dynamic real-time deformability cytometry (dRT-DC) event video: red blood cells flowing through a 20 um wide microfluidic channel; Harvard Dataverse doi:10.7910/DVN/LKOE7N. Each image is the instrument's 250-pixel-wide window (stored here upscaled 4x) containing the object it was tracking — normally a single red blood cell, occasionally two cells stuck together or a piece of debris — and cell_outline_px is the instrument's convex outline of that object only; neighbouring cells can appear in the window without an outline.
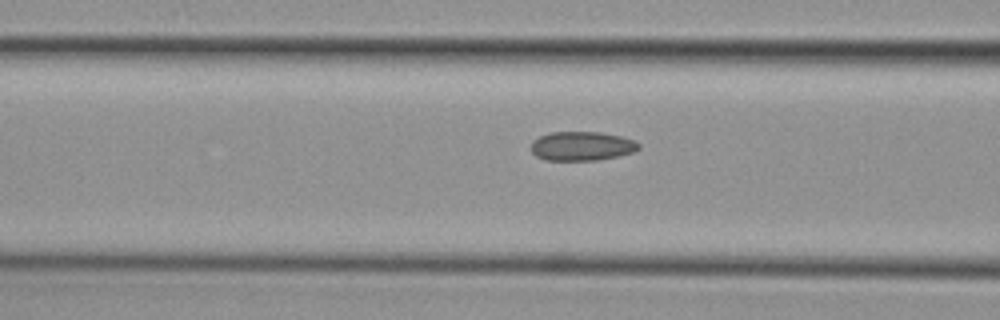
{"species": "common noctule bat (a hibernating species)", "species_latin": "Nyctalus noctula", "temperature_condition": "cold", "stored_images_in_passage": 6, "camera_frame_rate_fps": 3000, "um_per_image_px": 0.085, "animal": {"sex": "female", "body_mass_g": 29.2, "forearm_length_mm": 56.3}, "frame": {"image": 1, "passage_image": 6, "time_ms": 1.667, "image_size_px": [1000, 320], "cell_outline_px": [[640, 148], [636, 152], [620, 156], [596, 160], [544, 160], [536, 156], [532, 152], [532, 140], [540, 136], [552, 132], [600, 132], [620, 136], [632, 140], [640, 144]], "centroid_in_image_um": [49.47, 12.42], "position_along_channel_um": 117.1, "area_um2": 18.32}}